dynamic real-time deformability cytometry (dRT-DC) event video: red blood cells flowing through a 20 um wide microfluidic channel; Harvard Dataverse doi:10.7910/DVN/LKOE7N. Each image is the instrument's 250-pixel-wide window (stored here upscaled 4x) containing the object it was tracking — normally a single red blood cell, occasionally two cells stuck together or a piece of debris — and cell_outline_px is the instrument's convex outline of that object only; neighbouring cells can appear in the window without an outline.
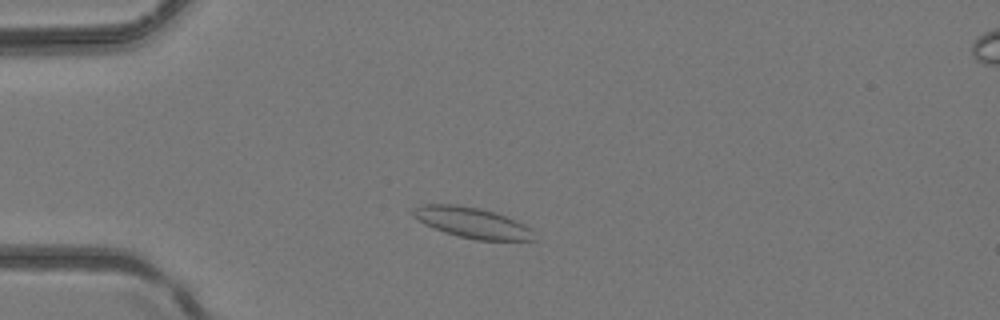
{"species": "common noctule bat (a hibernating species)", "species_latin": "Nyctalus noctula", "temperature_condition": "room temperature", "stored_images_in_passage": 39, "camera_frame_rate_fps": 3000, "um_per_image_px": 0.085, "animal": {"sex": "female", "body_mass_g": 24.6, "forearm_length_mm": 56.2}, "frame": {"image": 1, "passage_image": 7, "time_ms": 2.0, "image_size_px": [1000, 320], "cell_outline_px": [[536, 240], [476, 240], [460, 236], [424, 224], [412, 216], [412, 208], [424, 204], [456, 204], [496, 212], [524, 224], [528, 228]], "centroid_in_image_um": [40.09, 18.91], "position_along_channel_um": 44.9, "area_um2": 21.15}}
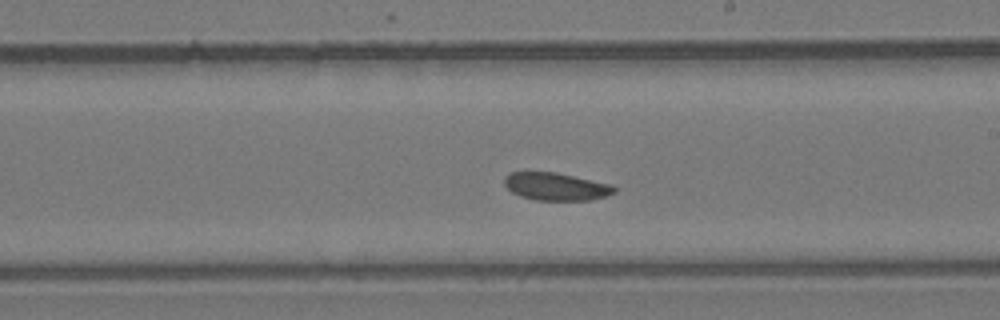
{"frame": {"image": 2, "passage_image": 21, "time_ms": 6.667, "image_size_px": [1000, 320], "cell_outline_px": [[616, 192], [608, 196], [592, 200], [536, 200], [520, 196], [512, 192], [504, 184], [504, 176], [508, 172], [556, 172], [612, 184], [616, 188]], "centroid_in_image_um": [47.28, 15.85], "position_along_channel_um": 241.7, "area_um2": 17.92}}
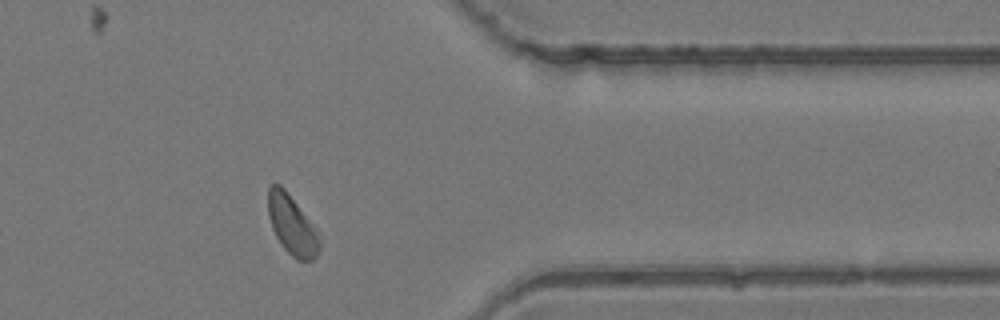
{"frame": {"image": 3, "passage_image": 31, "time_ms": 10.0, "image_size_px": [1000, 320], "cell_outline_px": [[320, 248], [316, 256], [312, 260], [296, 260], [284, 248], [276, 236], [272, 228], [268, 216], [268, 188], [272, 184], [280, 184], [284, 188], [320, 232]], "centroid_in_image_um": [24.84, 19.13], "position_along_channel_um": 386.6, "area_um2": 17.92}}